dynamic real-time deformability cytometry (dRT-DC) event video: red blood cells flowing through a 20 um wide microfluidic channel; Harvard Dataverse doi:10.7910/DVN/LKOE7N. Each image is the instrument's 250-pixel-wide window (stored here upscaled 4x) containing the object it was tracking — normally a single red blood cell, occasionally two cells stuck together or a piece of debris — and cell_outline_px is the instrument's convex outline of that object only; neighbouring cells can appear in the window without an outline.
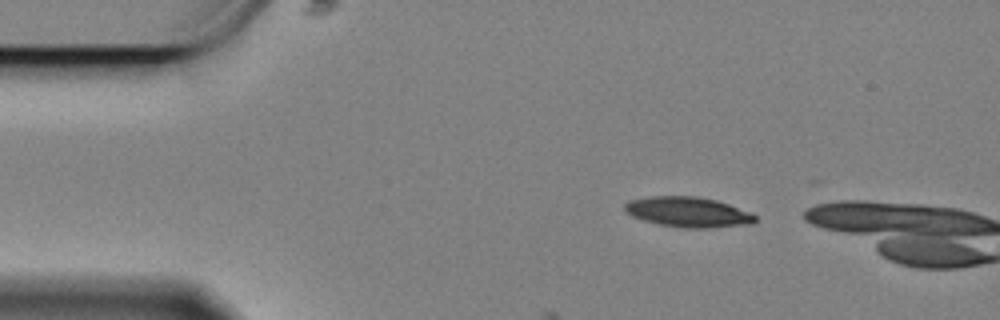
{"species": "Egyptian fruit bat (a non-hibernating species)", "species_latin": "Rousettus aegyptiacus", "temperature_condition": "cold", "stored_images_in_passage": 6, "camera_frame_rate_fps": 3000, "um_per_image_px": 0.085, "animal": {"sex": "female"}, "frame": {"image": 1, "passage_image": 1, "time_ms": 0.0, "image_size_px": [1000, 320], "cell_outline_px": [[756, 220], [752, 224], [708, 228], [684, 228], [660, 224], [644, 220], [632, 216], [624, 208], [624, 204], [628, 200], [652, 196], [696, 196], [716, 200], [752, 212], [756, 216]], "centroid_in_image_um": [58.52, 18.02], "position_along_channel_um": 26.5, "area_um2": 22.95}}